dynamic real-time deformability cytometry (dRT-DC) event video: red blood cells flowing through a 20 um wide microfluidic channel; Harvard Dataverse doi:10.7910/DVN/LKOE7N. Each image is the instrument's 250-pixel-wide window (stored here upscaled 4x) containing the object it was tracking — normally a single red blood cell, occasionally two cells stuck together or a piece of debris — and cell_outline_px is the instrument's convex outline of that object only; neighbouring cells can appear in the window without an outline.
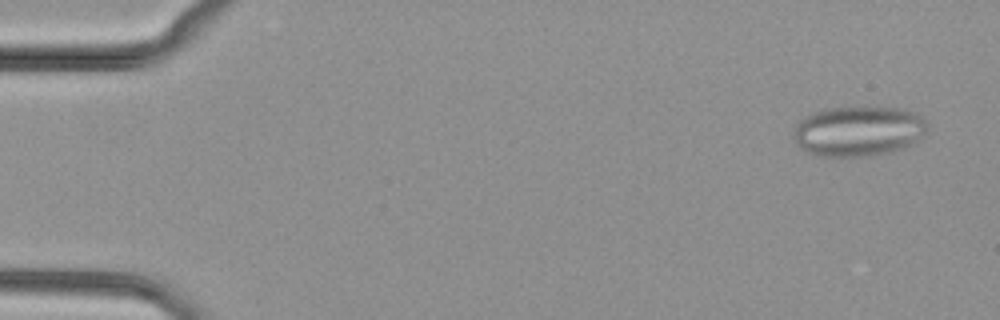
{"species": "common noctule bat (a hibernating species)", "species_latin": "Nyctalus noctula", "temperature_condition": "cold", "stored_images_in_passage": 50, "camera_frame_rate_fps": 3000, "um_per_image_px": 0.085, "animal": {"sex": "female", "body_mass_g": 29.2, "forearm_length_mm": 56.3}, "frame": {"image": 1, "passage_image": 3, "time_ms": 0.667, "image_size_px": [1000, 320], "cell_outline_px": [[928, 128], [912, 144], [904, 148], [892, 152], [872, 156], [820, 156], [804, 152], [796, 144], [796, 124], [804, 116], [812, 112], [828, 108], [904, 108], [920, 116], [928, 124]], "centroid_in_image_um": [72.96, 11.16], "position_along_channel_um": 12.0, "area_um2": 38.96}}
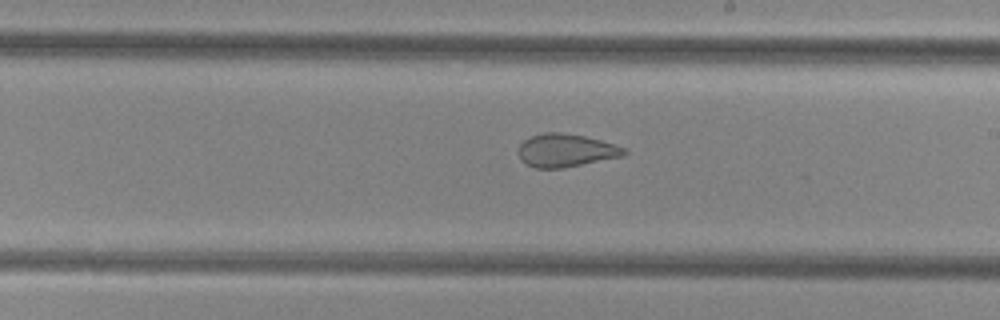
{"frame": {"image": 2, "passage_image": 29, "time_ms": 9.333, "image_size_px": [1000, 320], "cell_outline_px": [[628, 152], [624, 156], [564, 168], [536, 168], [520, 160], [516, 152], [520, 144], [524, 140], [532, 136], [544, 132], [560, 132], [584, 136], [600, 140], [628, 148]], "centroid_in_image_um": [48.1, 12.79], "position_along_channel_um": 240.9, "area_um2": 20.58}}
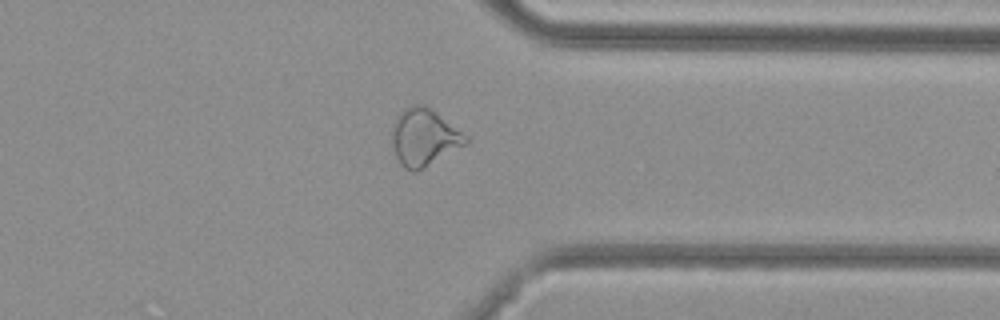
{"frame": {"image": 3, "passage_image": 39, "time_ms": 12.667, "image_size_px": [1000, 320], "cell_outline_px": [[468, 144], [416, 172], [412, 172], [404, 168], [400, 164], [396, 156], [392, 144], [392, 124], [396, 116], [404, 108], [412, 104], [424, 104], [432, 108], [468, 136]], "centroid_in_image_um": [36.04, 11.66], "position_along_channel_um": 375.4, "area_um2": 24.97}}